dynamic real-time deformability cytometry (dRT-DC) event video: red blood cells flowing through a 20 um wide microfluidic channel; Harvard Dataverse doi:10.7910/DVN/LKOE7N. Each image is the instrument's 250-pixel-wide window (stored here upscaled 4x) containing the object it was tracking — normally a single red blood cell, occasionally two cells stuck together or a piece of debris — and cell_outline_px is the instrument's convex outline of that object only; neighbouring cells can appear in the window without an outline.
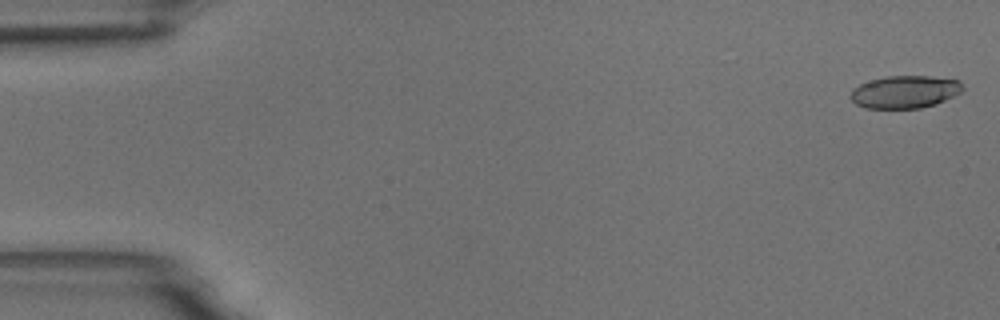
{"species": "common noctule bat (a hibernating species)", "species_latin": "Nyctalus noctula", "temperature_condition": "room temperature", "stored_images_in_passage": 5, "camera_frame_rate_fps": 3000, "um_per_image_px": 0.085, "animal": {"sex": "male", "body_mass_g": 18.8}, "frame": {"image": 1, "passage_image": 1, "time_ms": 0.0, "image_size_px": [1000, 320], "cell_outline_px": [[964, 88], [960, 92], [936, 104], [920, 108], [864, 108], [856, 104], [848, 96], [852, 88], [860, 84], [872, 80], [888, 76], [932, 76], [960, 80]], "centroid_in_image_um": [76.89, 7.81], "position_along_channel_um": 8.1, "area_um2": 21.33}}